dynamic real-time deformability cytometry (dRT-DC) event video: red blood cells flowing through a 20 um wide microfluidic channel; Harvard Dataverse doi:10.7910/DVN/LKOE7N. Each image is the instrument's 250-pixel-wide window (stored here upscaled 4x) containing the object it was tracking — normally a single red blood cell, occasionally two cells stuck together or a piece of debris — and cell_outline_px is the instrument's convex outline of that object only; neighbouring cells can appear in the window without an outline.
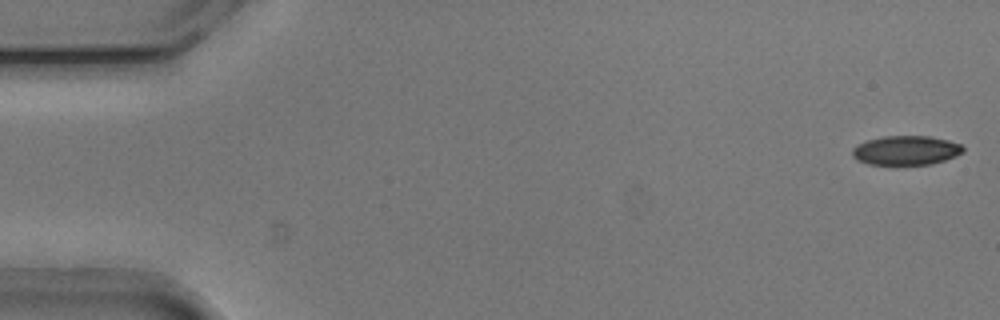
{"species": "common noctule bat (a hibernating species)", "species_latin": "Nyctalus noctula", "temperature_condition": "cold", "stored_images_in_passage": 7, "camera_frame_rate_fps": 3000, "um_per_image_px": 0.085, "animal": {"sex": "male", "body_mass_g": 20.5, "forearm_length_mm": 52.5}, "frame": {"image": 1, "passage_image": 1, "time_ms": 0.0, "image_size_px": [1000, 320], "cell_outline_px": [[964, 152], [956, 156], [932, 164], [868, 164], [856, 160], [852, 156], [852, 148], [856, 144], [868, 140], [884, 136], [928, 136], [948, 140], [960, 144], [964, 148]], "centroid_in_image_um": [76.99, 12.78], "position_along_channel_um": 8.0, "area_um2": 18.9}}